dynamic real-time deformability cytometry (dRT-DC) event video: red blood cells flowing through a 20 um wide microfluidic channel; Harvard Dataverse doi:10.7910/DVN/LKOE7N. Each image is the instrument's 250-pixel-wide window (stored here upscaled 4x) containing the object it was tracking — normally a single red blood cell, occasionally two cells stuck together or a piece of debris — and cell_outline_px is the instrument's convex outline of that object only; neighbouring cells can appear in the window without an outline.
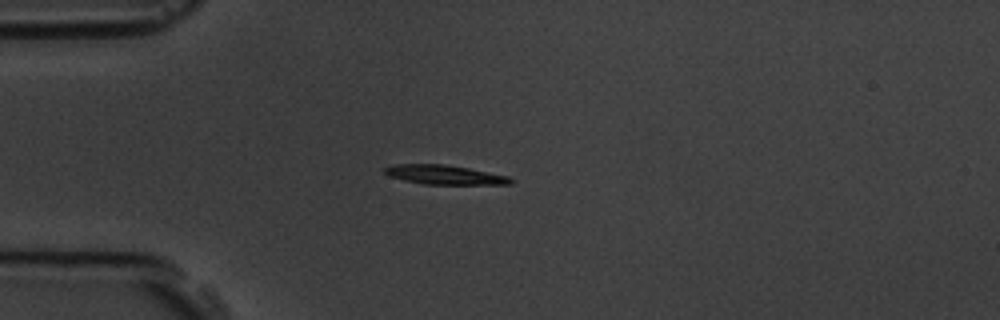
{"species": "common noctule bat (a hibernating species)", "species_latin": "Nyctalus noctula", "temperature_condition": "room temperature", "stored_images_in_passage": 3, "camera_frame_rate_fps": 3000, "um_per_image_px": 0.085, "animal": {"sex": "male", "body_mass_g": 19.5, "forearm_length_mm": 54.6}, "frame": {"image": 1, "passage_image": 1, "time_ms": 0.0, "image_size_px": [1000, 320], "cell_outline_px": [[512, 184], [424, 184], [404, 180], [392, 176], [384, 172], [384, 168], [392, 164], [440, 164], [468, 168], [508, 176], [512, 180]], "centroid_in_image_um": [37.77, 14.85], "position_along_channel_um": 47.2, "area_um2": 13.87}}
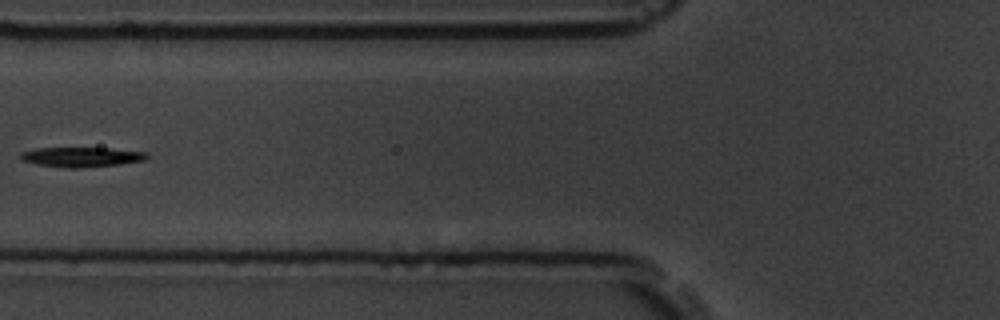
{"frame": {"image": 2, "passage_image": 3, "time_ms": 2.333, "image_size_px": [1000, 320], "cell_outline_px": [[148, 156], [144, 160], [116, 164], [76, 168], [64, 168], [36, 164], [20, 160], [20, 152], [36, 148], [108, 148], [144, 152]], "centroid_in_image_um": [6.82, 13.34], "position_along_channel_um": 119.0, "area_um2": 14.39}}